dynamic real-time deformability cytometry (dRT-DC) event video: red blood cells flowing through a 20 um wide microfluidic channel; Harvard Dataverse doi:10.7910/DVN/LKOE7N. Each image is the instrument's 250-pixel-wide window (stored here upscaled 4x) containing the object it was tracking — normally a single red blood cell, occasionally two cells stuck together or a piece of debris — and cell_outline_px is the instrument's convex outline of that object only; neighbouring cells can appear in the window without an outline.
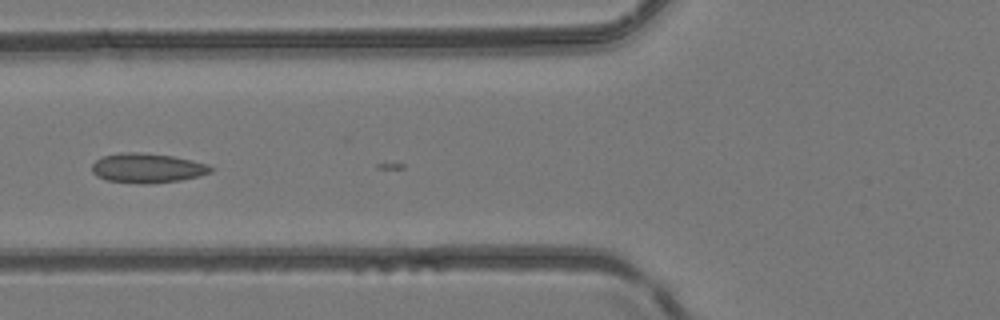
{"species": "common noctule bat (a hibernating species)", "species_latin": "Nyctalus noctula", "temperature_condition": "room temperature", "stored_images_in_passage": 6, "camera_frame_rate_fps": 3000, "um_per_image_px": 0.085, "animal": {"sex": "female", "body_mass_g": 24.6, "forearm_length_mm": 56.2}, "frame": {"image": 1, "passage_image": 4, "time_ms": 1.0, "image_size_px": [1000, 320], "cell_outline_px": [[216, 168], [212, 172], [200, 176], [180, 180], [148, 184], [140, 184], [108, 180], [96, 176], [92, 172], [92, 164], [96, 160], [104, 156], [120, 152], [140, 152], [172, 156], [192, 160], [208, 164]], "centroid_in_image_um": [12.55, 14.28], "position_along_channel_um": 113.2, "area_um2": 20.63}}